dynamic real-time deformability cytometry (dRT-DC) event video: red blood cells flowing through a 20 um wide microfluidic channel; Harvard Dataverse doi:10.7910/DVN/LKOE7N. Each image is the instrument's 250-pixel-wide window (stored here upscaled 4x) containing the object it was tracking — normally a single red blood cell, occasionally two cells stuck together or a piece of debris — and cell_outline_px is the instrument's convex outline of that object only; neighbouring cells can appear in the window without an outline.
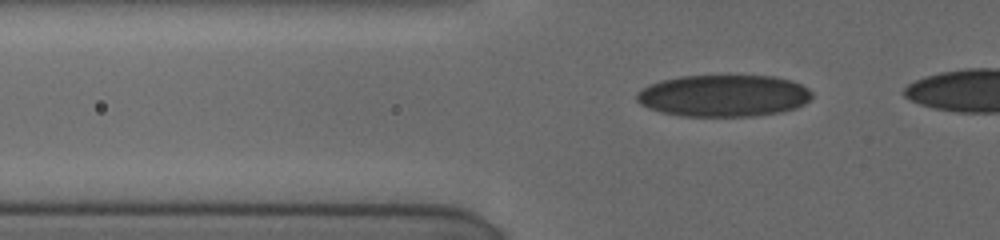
{"species": "human", "species_latin": "Homo sapiens", "temperature_condition": "cold", "stored_images_in_passage": 14, "camera_frame_rate_fps": 3000, "um_per_image_px": 0.085, "donor": {"sex": "female"}, "frame": {"image": 1, "passage_image": 11, "time_ms": 5.333, "image_size_px": [1000, 240], "cell_outline_px": [[812, 96], [804, 104], [796, 108], [780, 112], [752, 116], [684, 116], [660, 112], [648, 108], [640, 104], [636, 100], [636, 92], [648, 84], [660, 80], [680, 76], [772, 76], [792, 80], [808, 88], [812, 92]], "centroid_in_image_um": [61.47, 8.13], "position_along_channel_um": 64.3, "area_um2": 42.95}}